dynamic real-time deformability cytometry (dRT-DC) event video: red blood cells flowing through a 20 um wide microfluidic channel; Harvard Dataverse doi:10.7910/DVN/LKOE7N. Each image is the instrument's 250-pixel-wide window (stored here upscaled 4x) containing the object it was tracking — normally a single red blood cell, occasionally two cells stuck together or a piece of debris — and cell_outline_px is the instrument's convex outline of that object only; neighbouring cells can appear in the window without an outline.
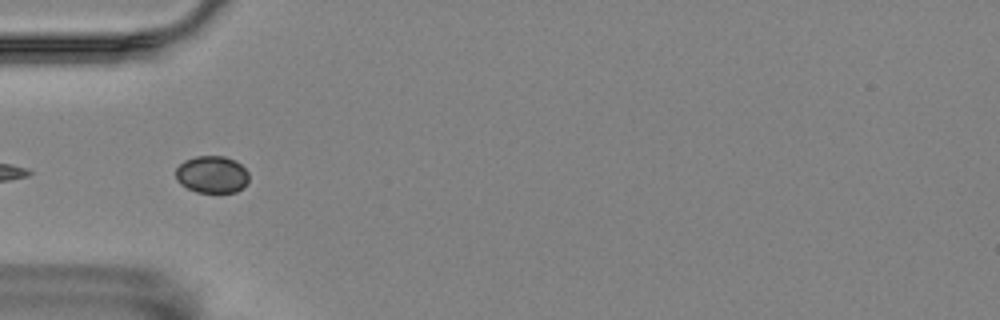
{"species": "Egyptian fruit bat (a non-hibernating species)", "species_latin": "Rousettus aegyptiacus", "temperature_condition": "room temperature", "stored_images_in_passage": 8, "camera_frame_rate_fps": 3000, "um_per_image_px": 0.085, "animal": {"sex": "female"}, "frame": {"image": 1, "passage_image": 4, "time_ms": 1.0, "image_size_px": [1000, 320], "cell_outline_px": [[248, 180], [236, 192], [196, 192], [180, 184], [176, 180], [176, 168], [184, 160], [196, 156], [224, 156], [236, 160], [248, 172]], "centroid_in_image_um": [17.99, 14.82], "position_along_channel_um": 67.0, "area_um2": 15.78}}
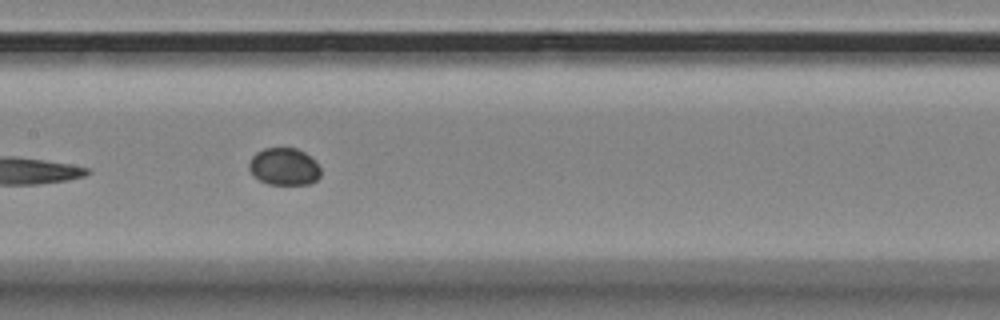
{"frame": {"image": 2, "passage_image": 7, "time_ms": 2.0, "image_size_px": [1000, 320], "cell_outline_px": [[320, 176], [316, 180], [308, 184], [268, 184], [252, 176], [248, 168], [248, 164], [252, 156], [256, 152], [264, 148], [296, 148], [304, 152], [320, 168]], "centroid_in_image_um": [24.09, 14.17], "position_along_channel_um": 183.3, "area_um2": 15.49}}